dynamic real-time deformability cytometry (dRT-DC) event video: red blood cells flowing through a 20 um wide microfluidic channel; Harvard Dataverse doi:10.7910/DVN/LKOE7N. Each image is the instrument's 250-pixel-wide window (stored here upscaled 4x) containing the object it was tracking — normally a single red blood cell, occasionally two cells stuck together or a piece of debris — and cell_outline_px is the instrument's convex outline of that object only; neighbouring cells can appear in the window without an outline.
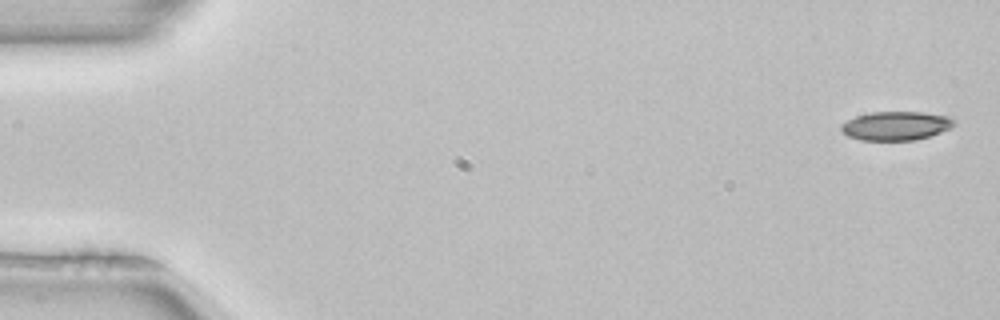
{"species": "common noctule bat (a hibernating species)", "species_latin": "Nyctalus noctula", "temperature_condition": "room temperature", "stored_images_in_passage": 4, "camera_frame_rate_fps": 3000, "um_per_image_px": 0.085, "animal": {"sex": "female", "body_mass_g": 22.7, "forearm_length_mm": 54.2}, "frame": {"image": 1, "passage_image": 1, "time_ms": 0.0, "image_size_px": [1000, 320], "cell_outline_px": [[956, 124], [952, 128], [916, 140], [860, 140], [848, 136], [840, 128], [840, 124], [856, 116], [872, 112], [924, 112], [948, 116], [956, 120]], "centroid_in_image_um": [76.18, 10.69], "position_along_channel_um": 8.8, "area_um2": 19.02}}
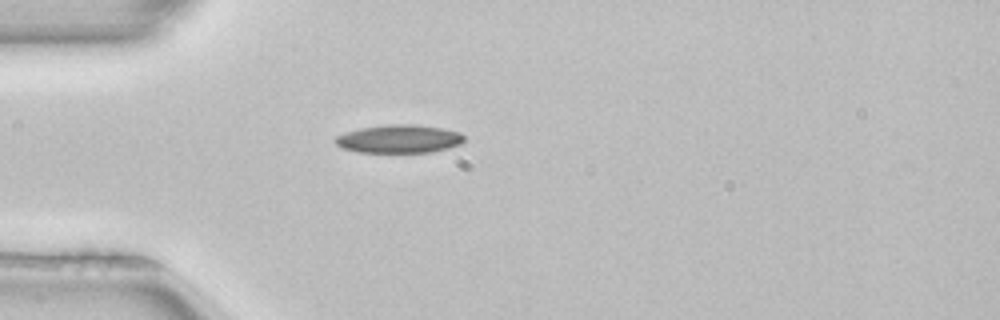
{"frame": {"image": 2, "passage_image": 4, "time_ms": 1.0, "image_size_px": [1000, 320], "cell_outline_px": [[464, 140], [460, 144], [448, 148], [432, 152], [356, 152], [344, 148], [336, 144], [332, 140], [336, 136], [360, 128], [388, 124], [416, 124], [440, 128], [460, 132], [464, 136]], "centroid_in_image_um": [33.92, 11.8], "position_along_channel_um": 51.1, "area_um2": 21.15}}